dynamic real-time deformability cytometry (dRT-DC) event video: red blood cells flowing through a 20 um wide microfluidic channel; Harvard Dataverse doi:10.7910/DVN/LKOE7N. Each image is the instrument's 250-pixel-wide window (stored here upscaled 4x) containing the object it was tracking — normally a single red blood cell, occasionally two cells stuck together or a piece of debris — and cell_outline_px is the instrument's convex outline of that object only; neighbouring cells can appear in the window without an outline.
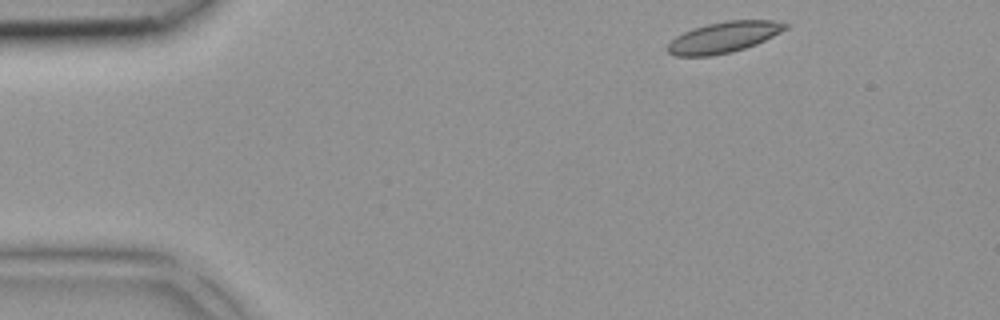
{"species": "common noctule bat (a hibernating species)", "species_latin": "Nyctalus noctula", "temperature_condition": "room temperature", "stored_images_in_passage": 36, "camera_frame_rate_fps": 3000, "um_per_image_px": 0.085, "animal": {"sex": "female", "body_mass_g": 18.4}, "frame": {"image": 1, "passage_image": 1, "time_ms": 0.0, "image_size_px": [1000, 320], "cell_outline_px": [[788, 28], [756, 44], [732, 52], [712, 56], [676, 56], [668, 52], [664, 48], [676, 36], [692, 28], [708, 24], [728, 20], [776, 20], [788, 24]], "centroid_in_image_um": [61.49, 3.17], "position_along_channel_um": 23.5, "area_um2": 21.21}}
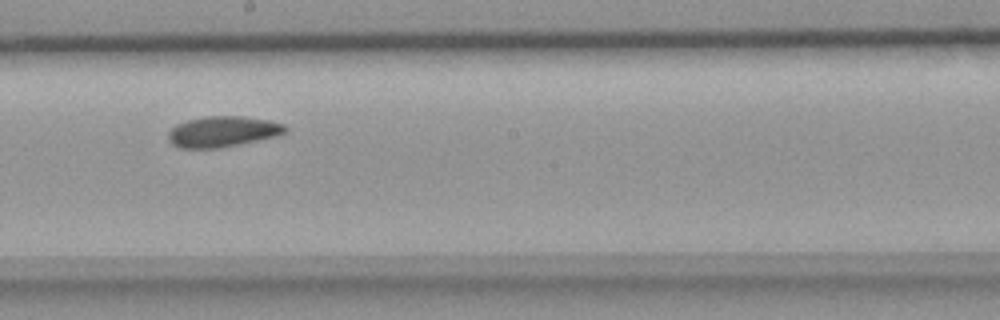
{"frame": {"image": 2, "passage_image": 19, "time_ms": 6.0, "image_size_px": [1000, 320], "cell_outline_px": [[288, 128], [280, 136], [220, 148], [180, 148], [172, 144], [168, 140], [168, 132], [176, 124], [188, 120], [208, 116], [244, 116], [268, 120], [284, 124]], "centroid_in_image_um": [18.95, 11.19], "position_along_channel_um": 229.3, "area_um2": 21.1}}
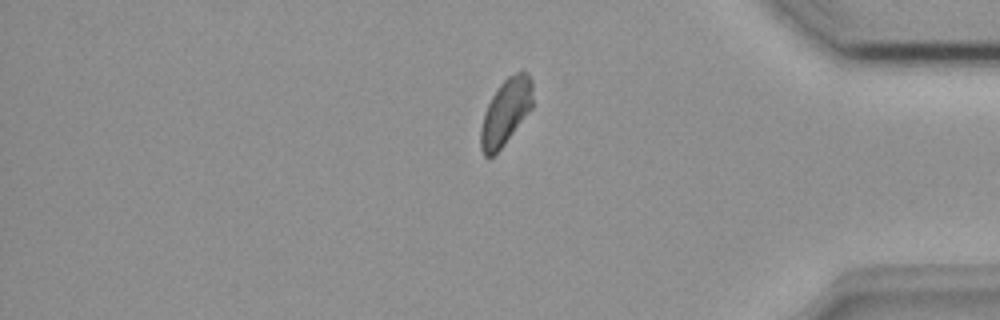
{"frame": {"image": 3, "passage_image": 31, "time_ms": 10.0, "image_size_px": [1000, 320], "cell_outline_px": [[532, 108], [504, 144], [488, 160], [484, 156], [480, 148], [480, 128], [484, 112], [492, 96], [500, 84], [508, 76], [516, 72], [528, 72], [532, 80]], "centroid_in_image_um": [42.97, 9.52], "position_along_channel_um": 392.2, "area_um2": 20.0}}